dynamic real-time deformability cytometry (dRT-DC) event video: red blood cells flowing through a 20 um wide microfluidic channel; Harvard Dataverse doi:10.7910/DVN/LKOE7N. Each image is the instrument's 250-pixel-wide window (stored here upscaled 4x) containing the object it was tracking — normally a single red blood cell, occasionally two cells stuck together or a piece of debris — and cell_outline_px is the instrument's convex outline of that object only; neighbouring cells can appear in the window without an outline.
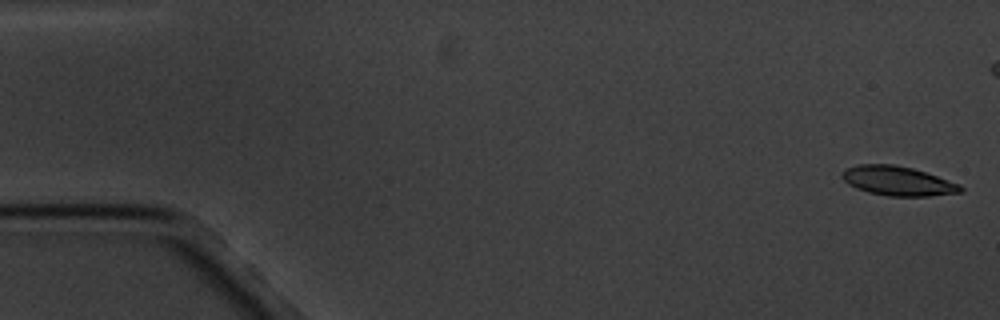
{"species": "common noctule bat (a hibernating species)", "species_latin": "Nyctalus noctula", "temperature_condition": "cold", "stored_images_in_passage": 6, "camera_frame_rate_fps": 3000, "um_per_image_px": 0.085, "animal": {"sex": "male", "body_mass_g": 20.1, "forearm_length_mm": 53.5}, "frame": {"image": 1, "passage_image": 1, "time_ms": 0.0, "image_size_px": [1000, 320], "cell_outline_px": [[964, 192], [928, 196], [888, 196], [868, 192], [856, 188], [848, 184], [840, 176], [840, 172], [856, 164], [892, 164], [912, 168], [960, 184], [964, 188]], "centroid_in_image_um": [76.29, 15.38], "position_along_channel_um": 8.7, "area_um2": 20.29}}